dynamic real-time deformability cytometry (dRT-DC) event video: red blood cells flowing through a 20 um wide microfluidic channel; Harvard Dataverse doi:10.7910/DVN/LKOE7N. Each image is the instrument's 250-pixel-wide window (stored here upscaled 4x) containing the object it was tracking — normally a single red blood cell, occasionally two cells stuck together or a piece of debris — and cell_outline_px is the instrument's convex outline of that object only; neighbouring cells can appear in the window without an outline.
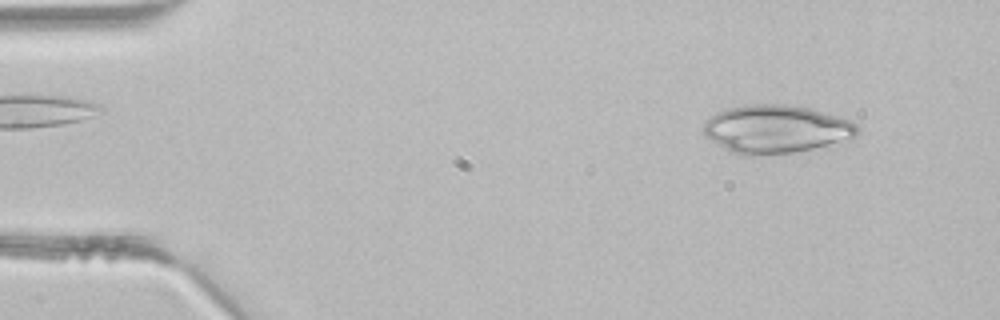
{"species": "common noctule bat (a hibernating species)", "species_latin": "Nyctalus noctula", "temperature_condition": "room temperature", "stored_images_in_passage": 41, "camera_frame_rate_fps": 3000, "um_per_image_px": 0.085, "animal": {"sex": "male", "body_mass_g": 21.5, "forearm_length_mm": 52.0}, "frame": {"image": 1, "passage_image": 3, "time_ms": 0.667, "image_size_px": [1000, 320], "cell_outline_px": [[860, 132], [856, 136], [848, 140], [812, 148], [792, 152], [752, 156], [740, 156], [732, 152], [704, 136], [704, 124], [716, 112], [728, 108], [748, 104], [784, 104], [808, 108], [836, 116], [848, 120], [856, 124], [860, 128]], "centroid_in_image_um": [65.95, 10.98], "position_along_channel_um": 19.0, "area_um2": 42.95}}
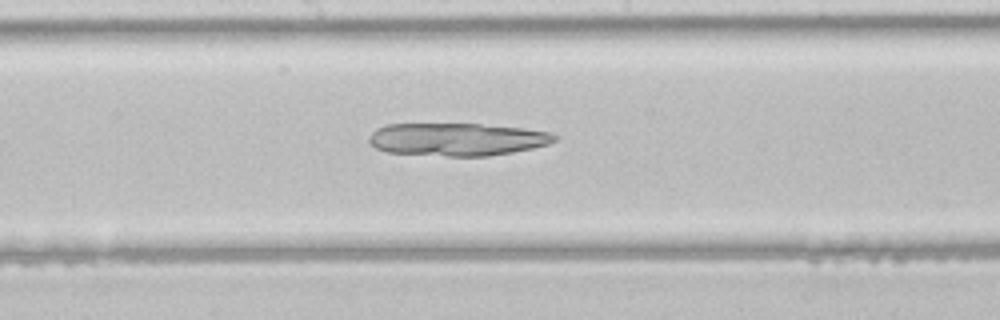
{"frame": {"image": 2, "passage_image": 21, "time_ms": 6.667, "image_size_px": [1000, 320], "cell_outline_px": [[556, 140], [548, 144], [532, 148], [512, 152], [488, 156], [448, 156], [388, 152], [376, 148], [368, 140], [368, 136], [376, 128], [388, 124], [480, 124], [524, 128], [552, 132], [556, 136]], "centroid_in_image_um": [38.85, 11.84], "position_along_channel_um": 209.3, "area_um2": 35.43}}
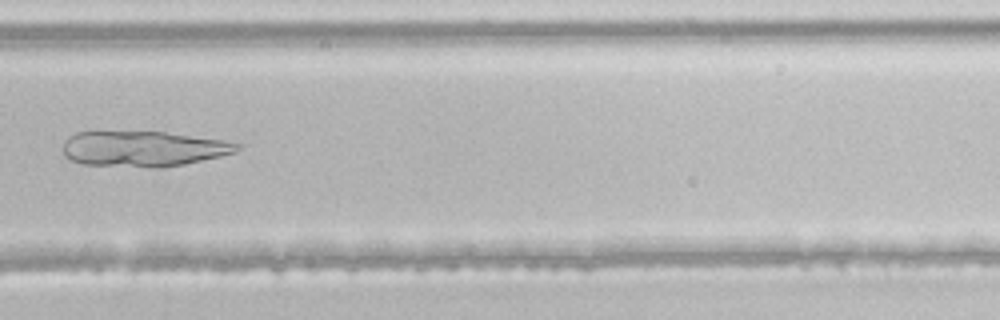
{"frame": {"image": 3, "passage_image": 28, "time_ms": 9.0, "image_size_px": [1000, 320], "cell_outline_px": [[244, 144], [236, 152], [220, 156], [184, 164], [84, 164], [72, 160], [64, 156], [64, 140], [68, 136], [76, 132], [96, 128], [164, 132], [224, 140]], "centroid_in_image_um": [12.11, 12.53], "position_along_channel_um": 317.7, "area_um2": 35.78}}